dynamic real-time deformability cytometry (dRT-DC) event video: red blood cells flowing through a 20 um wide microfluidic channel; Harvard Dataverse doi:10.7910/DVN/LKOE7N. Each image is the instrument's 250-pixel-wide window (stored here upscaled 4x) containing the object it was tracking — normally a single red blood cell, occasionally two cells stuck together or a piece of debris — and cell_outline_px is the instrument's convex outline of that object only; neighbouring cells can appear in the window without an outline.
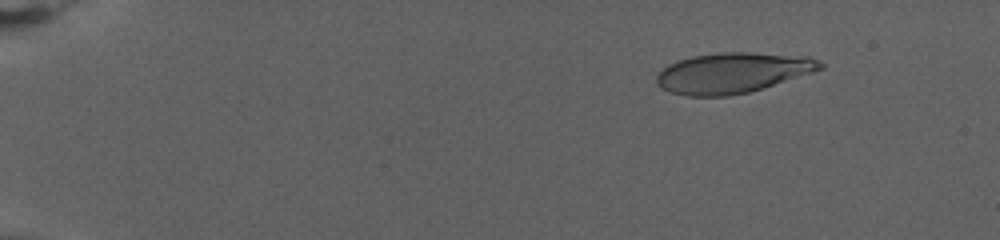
{"species": "human", "species_latin": "Homo sapiens", "temperature_condition": "warm", "stored_images_in_passage": 33, "camera_frame_rate_fps": 3000, "um_per_image_px": 0.085, "donor": {"sex": "female"}, "frame": {"image": 1, "passage_image": 4, "time_ms": 1.0, "image_size_px": [1000, 240], "cell_outline_px": [[824, 68], [764, 88], [748, 92], [728, 96], [688, 96], [668, 92], [656, 80], [656, 76], [668, 64], [692, 56], [720, 52], [748, 52], [808, 56], [820, 60], [824, 64]], "centroid_in_image_um": [62.31, 6.18], "position_along_channel_um": 22.7, "area_um2": 38.44}}
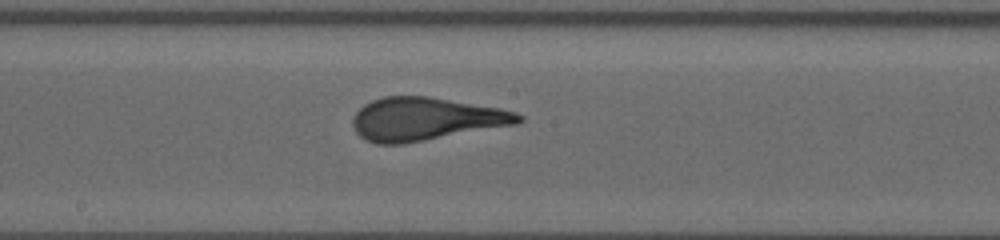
{"frame": {"image": 2, "passage_image": 19, "time_ms": 6.0, "image_size_px": [1000, 240], "cell_outline_px": [[524, 120], [516, 124], [404, 144], [376, 144], [360, 136], [356, 132], [352, 124], [352, 116], [364, 104], [372, 100], [384, 96], [428, 96], [500, 108], [516, 112], [524, 116]], "centroid_in_image_um": [36.16, 10.11], "position_along_channel_um": 212.0, "area_um2": 41.56}}
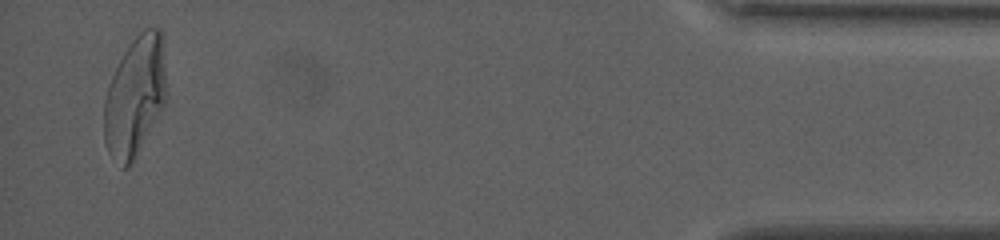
{"frame": {"image": 3, "passage_image": 32, "time_ms": 10.333, "image_size_px": [1000, 240], "cell_outline_px": [[164, 104], [132, 164], [128, 168], [120, 168], [108, 152], [104, 140], [104, 100], [108, 84], [124, 52], [132, 40], [144, 28], [160, 28], [164, 40]], "centroid_in_image_um": [11.44, 8.21], "position_along_channel_um": 423.8, "area_um2": 43.23}}